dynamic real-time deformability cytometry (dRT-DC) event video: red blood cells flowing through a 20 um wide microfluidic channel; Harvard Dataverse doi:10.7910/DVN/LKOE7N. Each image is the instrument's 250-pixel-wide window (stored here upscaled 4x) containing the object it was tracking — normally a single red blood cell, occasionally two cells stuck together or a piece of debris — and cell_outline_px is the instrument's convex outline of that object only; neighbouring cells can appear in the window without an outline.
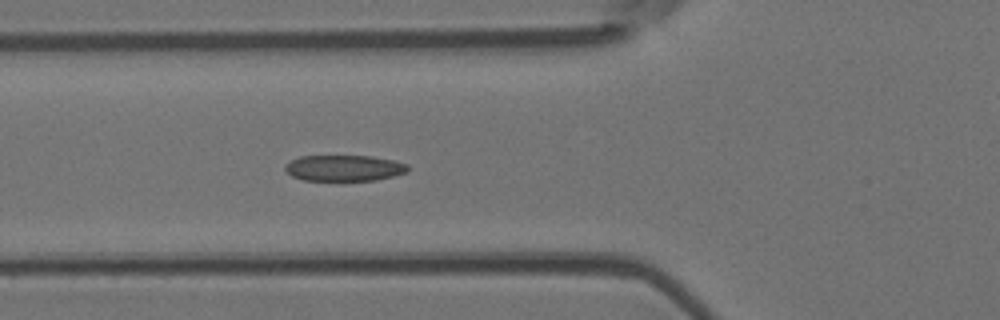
{"species": "Egyptian fruit bat (a non-hibernating species)", "species_latin": "Rousettus aegyptiacus", "temperature_condition": "room temperature", "stored_images_in_passage": 5, "camera_frame_rate_fps": 3000, "um_per_image_px": 0.085, "animal": {"sex": "female"}, "frame": {"image": 1, "passage_image": 5, "time_ms": 4.333, "image_size_px": [1000, 320], "cell_outline_px": [[408, 172], [376, 180], [304, 180], [292, 176], [284, 168], [284, 164], [300, 156], [372, 156], [392, 160], [408, 164]], "centroid_in_image_um": [29.25, 14.28], "position_along_channel_um": 96.6, "area_um2": 18.5}}